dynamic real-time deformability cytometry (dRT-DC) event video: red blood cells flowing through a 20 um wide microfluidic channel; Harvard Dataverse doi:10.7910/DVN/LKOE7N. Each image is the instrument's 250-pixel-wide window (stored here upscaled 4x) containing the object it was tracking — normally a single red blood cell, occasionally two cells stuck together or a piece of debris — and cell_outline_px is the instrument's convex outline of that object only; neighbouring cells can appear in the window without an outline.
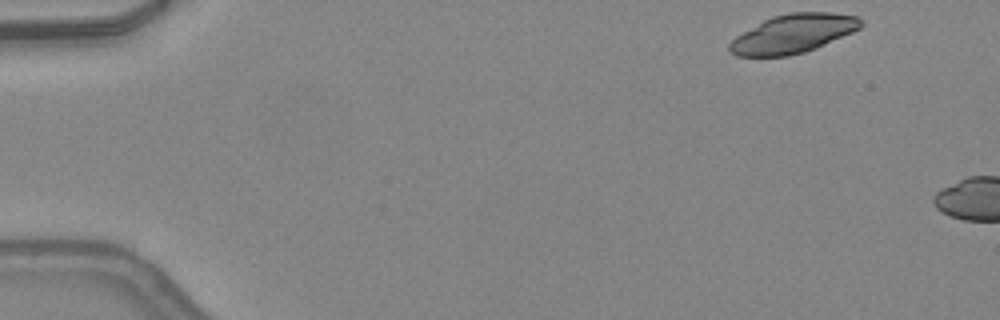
{"species": "common noctule bat (a hibernating species)", "species_latin": "Nyctalus noctula", "temperature_condition": "warm", "stored_images_in_passage": 4, "camera_frame_rate_fps": 3000, "um_per_image_px": 0.085, "animal": {"sex": "female", "body_mass_g": 24.6, "forearm_length_mm": 56.2}, "frame": {"image": 1, "passage_image": 1, "time_ms": 0.0, "image_size_px": [1000, 320], "cell_outline_px": [[864, 24], [860, 28], [852, 32], [816, 48], [804, 52], [788, 56], [736, 56], [728, 48], [728, 44], [736, 36], [764, 20], [772, 16], [788, 12], [832, 12], [860, 16]], "centroid_in_image_um": [67.45, 2.85], "position_along_channel_um": 17.6, "area_um2": 29.65}}